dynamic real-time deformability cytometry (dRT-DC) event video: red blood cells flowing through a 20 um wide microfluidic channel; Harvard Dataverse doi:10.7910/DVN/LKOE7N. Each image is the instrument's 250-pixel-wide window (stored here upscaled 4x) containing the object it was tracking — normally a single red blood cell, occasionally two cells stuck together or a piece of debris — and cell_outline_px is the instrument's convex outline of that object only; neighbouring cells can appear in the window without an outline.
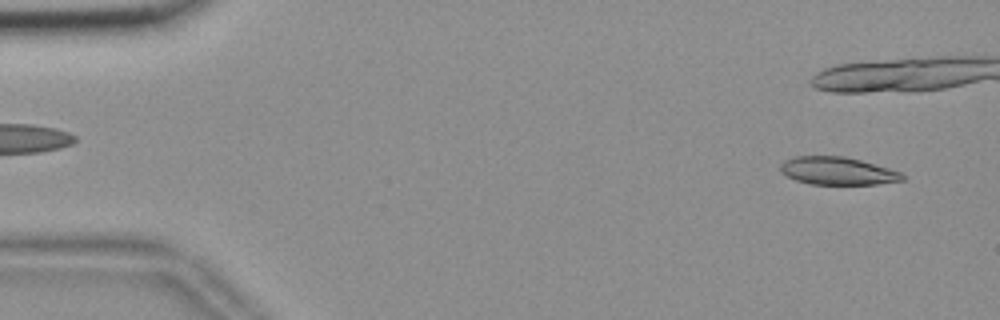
{"species": "common noctule bat (a hibernating species)", "species_latin": "Nyctalus noctula", "temperature_condition": "room temperature", "stored_images_in_passage": 14, "camera_frame_rate_fps": 3000, "um_per_image_px": 0.085, "animal": {"sex": "female", "body_mass_g": 18.4}, "frame": {"image": 1, "passage_image": 3, "time_ms": 0.667, "image_size_px": [1000, 320], "cell_outline_px": [[904, 180], [876, 184], [812, 184], [796, 180], [780, 172], [780, 164], [784, 160], [792, 156], [844, 156], [860, 160], [888, 168], [900, 172], [904, 176]], "centroid_in_image_um": [71.15, 14.52], "position_along_channel_um": 13.8, "area_um2": 19.65}}